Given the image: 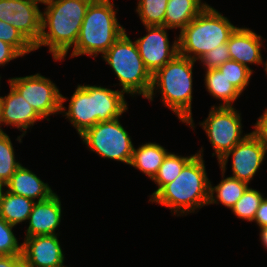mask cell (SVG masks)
Masks as SVG:
<instances>
[{"mask_svg":"<svg viewBox=\"0 0 267 267\" xmlns=\"http://www.w3.org/2000/svg\"><path fill=\"white\" fill-rule=\"evenodd\" d=\"M61 94L60 115L67 119L80 136L98 122L110 121L123 116L128 111L125 93L100 85L77 84L68 100Z\"/></svg>","mask_w":267,"mask_h":267,"instance_id":"cell-1","label":"cell"},{"mask_svg":"<svg viewBox=\"0 0 267 267\" xmlns=\"http://www.w3.org/2000/svg\"><path fill=\"white\" fill-rule=\"evenodd\" d=\"M92 0H52L42 11V30L35 51L48 48L54 61L62 62L74 48L88 5Z\"/></svg>","mask_w":267,"mask_h":267,"instance_id":"cell-2","label":"cell"},{"mask_svg":"<svg viewBox=\"0 0 267 267\" xmlns=\"http://www.w3.org/2000/svg\"><path fill=\"white\" fill-rule=\"evenodd\" d=\"M203 152L202 146L175 180L166 184L149 202L169 208L177 217L194 214L207 206L210 180Z\"/></svg>","mask_w":267,"mask_h":267,"instance_id":"cell-3","label":"cell"},{"mask_svg":"<svg viewBox=\"0 0 267 267\" xmlns=\"http://www.w3.org/2000/svg\"><path fill=\"white\" fill-rule=\"evenodd\" d=\"M197 61L177 54L166 65L152 75V85L148 96L151 103L157 93L161 102L176 115L179 121L192 130L196 124L192 115L193 68Z\"/></svg>","mask_w":267,"mask_h":267,"instance_id":"cell-4","label":"cell"},{"mask_svg":"<svg viewBox=\"0 0 267 267\" xmlns=\"http://www.w3.org/2000/svg\"><path fill=\"white\" fill-rule=\"evenodd\" d=\"M114 0H92L87 7L83 23L70 53V58L87 55L101 56L126 31L117 17L119 7ZM116 8V9H115Z\"/></svg>","mask_w":267,"mask_h":267,"instance_id":"cell-5","label":"cell"},{"mask_svg":"<svg viewBox=\"0 0 267 267\" xmlns=\"http://www.w3.org/2000/svg\"><path fill=\"white\" fill-rule=\"evenodd\" d=\"M236 28L209 4L178 34L179 54L199 61L207 52L227 43Z\"/></svg>","mask_w":267,"mask_h":267,"instance_id":"cell-6","label":"cell"},{"mask_svg":"<svg viewBox=\"0 0 267 267\" xmlns=\"http://www.w3.org/2000/svg\"><path fill=\"white\" fill-rule=\"evenodd\" d=\"M101 58L119 80L117 84L121 91L132 99L140 95L146 99L151 89L152 75L144 66L135 40L130 39L126 31Z\"/></svg>","mask_w":267,"mask_h":267,"instance_id":"cell-7","label":"cell"},{"mask_svg":"<svg viewBox=\"0 0 267 267\" xmlns=\"http://www.w3.org/2000/svg\"><path fill=\"white\" fill-rule=\"evenodd\" d=\"M98 122L79 137L87 150L104 159L130 165L134 144L120 119Z\"/></svg>","mask_w":267,"mask_h":267,"instance_id":"cell-8","label":"cell"},{"mask_svg":"<svg viewBox=\"0 0 267 267\" xmlns=\"http://www.w3.org/2000/svg\"><path fill=\"white\" fill-rule=\"evenodd\" d=\"M235 106H211L207 118L198 124L213 147L212 156L219 161L250 133H243L242 116Z\"/></svg>","mask_w":267,"mask_h":267,"instance_id":"cell-9","label":"cell"},{"mask_svg":"<svg viewBox=\"0 0 267 267\" xmlns=\"http://www.w3.org/2000/svg\"><path fill=\"white\" fill-rule=\"evenodd\" d=\"M10 84L47 121L51 115L60 114L61 91L49 78L36 73L23 77H10Z\"/></svg>","mask_w":267,"mask_h":267,"instance_id":"cell-10","label":"cell"},{"mask_svg":"<svg viewBox=\"0 0 267 267\" xmlns=\"http://www.w3.org/2000/svg\"><path fill=\"white\" fill-rule=\"evenodd\" d=\"M266 147L250 132V134L229 152H227L217 163L221 171L226 173L227 163L231 156V177L247 183L254 179V176L266 160Z\"/></svg>","mask_w":267,"mask_h":267,"instance_id":"cell-11","label":"cell"},{"mask_svg":"<svg viewBox=\"0 0 267 267\" xmlns=\"http://www.w3.org/2000/svg\"><path fill=\"white\" fill-rule=\"evenodd\" d=\"M146 34L135 40L144 66L153 75L179 54L178 35L170 44L165 26H144Z\"/></svg>","mask_w":267,"mask_h":267,"instance_id":"cell-12","label":"cell"},{"mask_svg":"<svg viewBox=\"0 0 267 267\" xmlns=\"http://www.w3.org/2000/svg\"><path fill=\"white\" fill-rule=\"evenodd\" d=\"M30 0H0V21L15 27L33 46L41 36L42 11Z\"/></svg>","mask_w":267,"mask_h":267,"instance_id":"cell-13","label":"cell"},{"mask_svg":"<svg viewBox=\"0 0 267 267\" xmlns=\"http://www.w3.org/2000/svg\"><path fill=\"white\" fill-rule=\"evenodd\" d=\"M22 243L25 267H68L59 235L24 237Z\"/></svg>","mask_w":267,"mask_h":267,"instance_id":"cell-14","label":"cell"},{"mask_svg":"<svg viewBox=\"0 0 267 267\" xmlns=\"http://www.w3.org/2000/svg\"><path fill=\"white\" fill-rule=\"evenodd\" d=\"M9 87L8 94L0 96L3 125L17 128L22 132L16 138L18 143H22V138L26 136L28 129L44 119L10 84Z\"/></svg>","mask_w":267,"mask_h":267,"instance_id":"cell-15","label":"cell"},{"mask_svg":"<svg viewBox=\"0 0 267 267\" xmlns=\"http://www.w3.org/2000/svg\"><path fill=\"white\" fill-rule=\"evenodd\" d=\"M61 197L55 193L49 199L36 202L27 220L24 237L60 235L56 232L61 225L63 207Z\"/></svg>","mask_w":267,"mask_h":267,"instance_id":"cell-16","label":"cell"},{"mask_svg":"<svg viewBox=\"0 0 267 267\" xmlns=\"http://www.w3.org/2000/svg\"><path fill=\"white\" fill-rule=\"evenodd\" d=\"M264 39L249 27H237L231 34L227 45L231 60L237 61L255 72L250 65H262V48Z\"/></svg>","mask_w":267,"mask_h":267,"instance_id":"cell-17","label":"cell"},{"mask_svg":"<svg viewBox=\"0 0 267 267\" xmlns=\"http://www.w3.org/2000/svg\"><path fill=\"white\" fill-rule=\"evenodd\" d=\"M5 190L35 202L47 200L56 193L47 182L22 164L5 184Z\"/></svg>","mask_w":267,"mask_h":267,"instance_id":"cell-18","label":"cell"},{"mask_svg":"<svg viewBox=\"0 0 267 267\" xmlns=\"http://www.w3.org/2000/svg\"><path fill=\"white\" fill-rule=\"evenodd\" d=\"M208 5L202 0H168L164 26L180 33Z\"/></svg>","mask_w":267,"mask_h":267,"instance_id":"cell-19","label":"cell"},{"mask_svg":"<svg viewBox=\"0 0 267 267\" xmlns=\"http://www.w3.org/2000/svg\"><path fill=\"white\" fill-rule=\"evenodd\" d=\"M165 147L156 142H148L134 147L133 155L129 166L139 170L149 179H153L169 153Z\"/></svg>","mask_w":267,"mask_h":267,"instance_id":"cell-20","label":"cell"},{"mask_svg":"<svg viewBox=\"0 0 267 267\" xmlns=\"http://www.w3.org/2000/svg\"><path fill=\"white\" fill-rule=\"evenodd\" d=\"M221 174L222 179L217 185L213 186L214 184L210 180L208 205L222 204L225 208L231 210L249 185L237 178L231 176L225 177L223 171H221Z\"/></svg>","mask_w":267,"mask_h":267,"instance_id":"cell-21","label":"cell"},{"mask_svg":"<svg viewBox=\"0 0 267 267\" xmlns=\"http://www.w3.org/2000/svg\"><path fill=\"white\" fill-rule=\"evenodd\" d=\"M205 89L209 94L219 100L218 106H234V102L242 93L218 69L206 70L204 73Z\"/></svg>","mask_w":267,"mask_h":267,"instance_id":"cell-22","label":"cell"},{"mask_svg":"<svg viewBox=\"0 0 267 267\" xmlns=\"http://www.w3.org/2000/svg\"><path fill=\"white\" fill-rule=\"evenodd\" d=\"M35 203L29 198L4 190L0 195V217L16 227L23 222L26 224Z\"/></svg>","mask_w":267,"mask_h":267,"instance_id":"cell-23","label":"cell"},{"mask_svg":"<svg viewBox=\"0 0 267 267\" xmlns=\"http://www.w3.org/2000/svg\"><path fill=\"white\" fill-rule=\"evenodd\" d=\"M196 155L183 156L169 152L163 160L158 173L151 180L156 184V190L149 195L148 202L168 183H171L183 170V167Z\"/></svg>","mask_w":267,"mask_h":267,"instance_id":"cell-24","label":"cell"},{"mask_svg":"<svg viewBox=\"0 0 267 267\" xmlns=\"http://www.w3.org/2000/svg\"><path fill=\"white\" fill-rule=\"evenodd\" d=\"M168 0H138L137 13L144 26H164V17Z\"/></svg>","mask_w":267,"mask_h":267,"instance_id":"cell-25","label":"cell"},{"mask_svg":"<svg viewBox=\"0 0 267 267\" xmlns=\"http://www.w3.org/2000/svg\"><path fill=\"white\" fill-rule=\"evenodd\" d=\"M264 195L259 190L248 187L239 200L234 204L231 212L239 219L253 222L257 209Z\"/></svg>","mask_w":267,"mask_h":267,"instance_id":"cell-26","label":"cell"},{"mask_svg":"<svg viewBox=\"0 0 267 267\" xmlns=\"http://www.w3.org/2000/svg\"><path fill=\"white\" fill-rule=\"evenodd\" d=\"M21 164L16 158L10 136L7 133L0 134V179L6 184Z\"/></svg>","mask_w":267,"mask_h":267,"instance_id":"cell-27","label":"cell"},{"mask_svg":"<svg viewBox=\"0 0 267 267\" xmlns=\"http://www.w3.org/2000/svg\"><path fill=\"white\" fill-rule=\"evenodd\" d=\"M243 94L250 84L253 71L237 61L229 60L217 68Z\"/></svg>","mask_w":267,"mask_h":267,"instance_id":"cell-28","label":"cell"},{"mask_svg":"<svg viewBox=\"0 0 267 267\" xmlns=\"http://www.w3.org/2000/svg\"><path fill=\"white\" fill-rule=\"evenodd\" d=\"M0 40L13 46L23 57L34 52V46L11 24L0 21Z\"/></svg>","mask_w":267,"mask_h":267,"instance_id":"cell-29","label":"cell"},{"mask_svg":"<svg viewBox=\"0 0 267 267\" xmlns=\"http://www.w3.org/2000/svg\"><path fill=\"white\" fill-rule=\"evenodd\" d=\"M15 227L0 217V255H22L23 243L16 237Z\"/></svg>","mask_w":267,"mask_h":267,"instance_id":"cell-30","label":"cell"},{"mask_svg":"<svg viewBox=\"0 0 267 267\" xmlns=\"http://www.w3.org/2000/svg\"><path fill=\"white\" fill-rule=\"evenodd\" d=\"M231 59L227 43L219 45L215 49L207 52L198 62L203 66L204 71L217 69L226 61Z\"/></svg>","mask_w":267,"mask_h":267,"instance_id":"cell-31","label":"cell"},{"mask_svg":"<svg viewBox=\"0 0 267 267\" xmlns=\"http://www.w3.org/2000/svg\"><path fill=\"white\" fill-rule=\"evenodd\" d=\"M251 133L266 147L267 149V108L264 109L262 115L257 118Z\"/></svg>","mask_w":267,"mask_h":267,"instance_id":"cell-32","label":"cell"},{"mask_svg":"<svg viewBox=\"0 0 267 267\" xmlns=\"http://www.w3.org/2000/svg\"><path fill=\"white\" fill-rule=\"evenodd\" d=\"M19 57L23 56L13 46L0 40V67H5Z\"/></svg>","mask_w":267,"mask_h":267,"instance_id":"cell-33","label":"cell"},{"mask_svg":"<svg viewBox=\"0 0 267 267\" xmlns=\"http://www.w3.org/2000/svg\"><path fill=\"white\" fill-rule=\"evenodd\" d=\"M253 222L259 229L267 226V197H264L261 201Z\"/></svg>","mask_w":267,"mask_h":267,"instance_id":"cell-34","label":"cell"},{"mask_svg":"<svg viewBox=\"0 0 267 267\" xmlns=\"http://www.w3.org/2000/svg\"><path fill=\"white\" fill-rule=\"evenodd\" d=\"M0 267H24L22 255H0Z\"/></svg>","mask_w":267,"mask_h":267,"instance_id":"cell-35","label":"cell"},{"mask_svg":"<svg viewBox=\"0 0 267 267\" xmlns=\"http://www.w3.org/2000/svg\"><path fill=\"white\" fill-rule=\"evenodd\" d=\"M259 240H261V244L267 250V226L259 229Z\"/></svg>","mask_w":267,"mask_h":267,"instance_id":"cell-36","label":"cell"},{"mask_svg":"<svg viewBox=\"0 0 267 267\" xmlns=\"http://www.w3.org/2000/svg\"><path fill=\"white\" fill-rule=\"evenodd\" d=\"M30 1H33V2H35L37 4H43V6H44V5L48 4V3H50L52 0H30Z\"/></svg>","mask_w":267,"mask_h":267,"instance_id":"cell-37","label":"cell"},{"mask_svg":"<svg viewBox=\"0 0 267 267\" xmlns=\"http://www.w3.org/2000/svg\"><path fill=\"white\" fill-rule=\"evenodd\" d=\"M3 125V120H2V115H1V105H0V134L5 133V131L2 129Z\"/></svg>","mask_w":267,"mask_h":267,"instance_id":"cell-38","label":"cell"},{"mask_svg":"<svg viewBox=\"0 0 267 267\" xmlns=\"http://www.w3.org/2000/svg\"><path fill=\"white\" fill-rule=\"evenodd\" d=\"M5 190V183L0 179V195L4 192Z\"/></svg>","mask_w":267,"mask_h":267,"instance_id":"cell-39","label":"cell"},{"mask_svg":"<svg viewBox=\"0 0 267 267\" xmlns=\"http://www.w3.org/2000/svg\"><path fill=\"white\" fill-rule=\"evenodd\" d=\"M262 66H264L263 68H264V71H265V74H266L265 76H267V59L264 60V58H263Z\"/></svg>","mask_w":267,"mask_h":267,"instance_id":"cell-40","label":"cell"},{"mask_svg":"<svg viewBox=\"0 0 267 267\" xmlns=\"http://www.w3.org/2000/svg\"><path fill=\"white\" fill-rule=\"evenodd\" d=\"M1 78H2V76H1V74H0V88H1Z\"/></svg>","mask_w":267,"mask_h":267,"instance_id":"cell-41","label":"cell"}]
</instances>
